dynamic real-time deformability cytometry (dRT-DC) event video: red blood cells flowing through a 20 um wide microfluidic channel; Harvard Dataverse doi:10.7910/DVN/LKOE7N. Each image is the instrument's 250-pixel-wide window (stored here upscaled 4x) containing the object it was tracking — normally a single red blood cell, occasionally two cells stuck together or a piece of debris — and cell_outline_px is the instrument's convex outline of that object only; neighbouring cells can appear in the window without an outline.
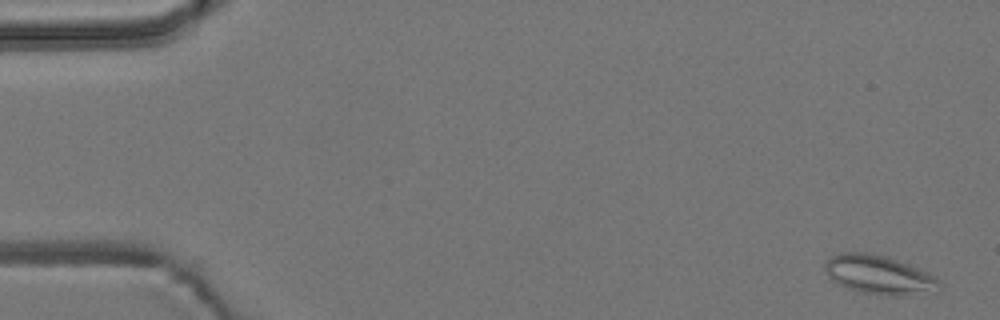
{"species": "common noctule bat (a hibernating species)", "species_latin": "Nyctalus noctula", "temperature_condition": "room temperature", "stored_images_in_passage": 5, "camera_frame_rate_fps": 3000, "um_per_image_px": 0.085, "animal": {"sex": "male", "body_mass_g": 19.2, "forearm_length_mm": 51.8}, "frame": {"image": 1, "passage_image": 1, "time_ms": 0.0, "image_size_px": [1000, 320], "cell_outline_px": [[944, 284], [940, 288], [896, 296], [892, 296], [860, 292], [836, 284], [828, 276], [824, 268], [824, 264], [828, 256], [840, 252], [868, 252], [888, 256], [928, 272], [936, 276]], "centroid_in_image_um": [74.65, 23.32], "position_along_channel_um": 10.3, "area_um2": 26.07}}